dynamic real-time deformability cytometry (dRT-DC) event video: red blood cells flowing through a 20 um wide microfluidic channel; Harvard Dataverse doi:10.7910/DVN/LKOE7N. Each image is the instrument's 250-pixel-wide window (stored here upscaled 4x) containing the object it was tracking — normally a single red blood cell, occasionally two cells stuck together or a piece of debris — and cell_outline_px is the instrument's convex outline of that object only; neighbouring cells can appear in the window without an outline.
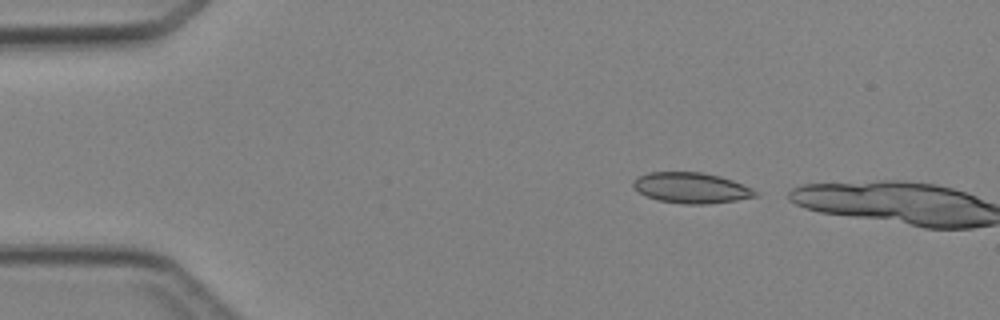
{"species": "Egyptian fruit bat (a non-hibernating species)", "species_latin": "Rousettus aegyptiacus", "temperature_condition": "cold", "stored_images_in_passage": 2, "camera_frame_rate_fps": 3000, "um_per_image_px": 0.085, "animal": {"sex": "female"}, "frame": {"image": 1, "passage_image": 1, "time_ms": 0.0, "image_size_px": [1000, 320], "cell_outline_px": [[760, 192], [756, 196], [736, 200], [708, 204], [688, 204], [656, 200], [640, 192], [632, 184], [632, 180], [648, 172], [704, 172], [720, 176], [744, 184]], "centroid_in_image_um": [58.79, 15.96], "position_along_channel_um": 26.2, "area_um2": 21.79}}